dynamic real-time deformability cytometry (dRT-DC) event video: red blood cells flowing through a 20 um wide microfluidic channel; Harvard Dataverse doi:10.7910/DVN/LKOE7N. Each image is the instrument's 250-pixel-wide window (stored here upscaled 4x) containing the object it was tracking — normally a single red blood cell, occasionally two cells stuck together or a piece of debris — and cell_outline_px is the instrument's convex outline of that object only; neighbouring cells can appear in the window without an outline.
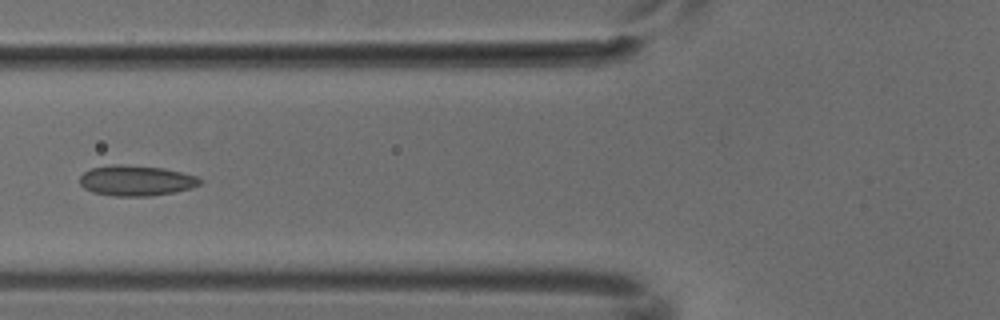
{"species": "common noctule bat (a hibernating species)", "species_latin": "Nyctalus noctula", "temperature_condition": "cold", "stored_images_in_passage": 4, "camera_frame_rate_fps": 3000, "um_per_image_px": 0.085, "animal": {"sex": "male", "body_mass_g": 18.8}, "frame": {"image": 1, "passage_image": 4, "time_ms": 1.0, "image_size_px": [1000, 320], "cell_outline_px": [[204, 180], [200, 184], [192, 188], [176, 192], [152, 196], [112, 196], [92, 192], [84, 188], [80, 184], [80, 176], [84, 172], [92, 168], [112, 164], [124, 164], [164, 168], [196, 176]], "centroid_in_image_um": [11.58, 15.35], "position_along_channel_um": 114.2, "area_um2": 21.56}}